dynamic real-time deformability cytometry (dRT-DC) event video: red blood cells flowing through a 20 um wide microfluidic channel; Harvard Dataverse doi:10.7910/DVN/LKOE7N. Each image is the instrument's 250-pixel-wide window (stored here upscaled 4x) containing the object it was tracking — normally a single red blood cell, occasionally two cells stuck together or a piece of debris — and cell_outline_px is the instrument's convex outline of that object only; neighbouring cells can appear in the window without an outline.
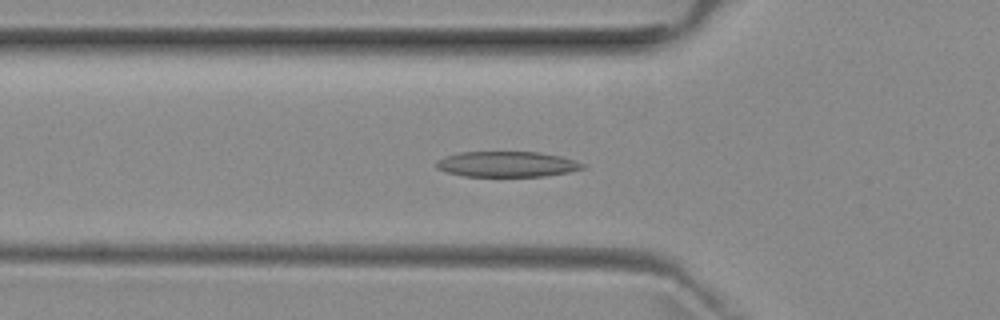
{"species": "common noctule bat (a hibernating species)", "species_latin": "Nyctalus noctula", "temperature_condition": "room temperature", "stored_images_in_passage": 50, "camera_frame_rate_fps": 3000, "um_per_image_px": 0.085, "animal": {"sex": "female", "body_mass_g": 29.2, "forearm_length_mm": 56.3}, "frame": {"image": 1, "passage_image": 16, "time_ms": 5.0, "image_size_px": [1000, 320], "cell_outline_px": [[584, 168], [568, 172], [544, 176], [464, 176], [444, 172], [436, 168], [436, 160], [444, 156], [460, 152], [540, 152], [560, 156], [584, 164]], "centroid_in_image_um": [43.02, 13.95], "position_along_channel_um": 82.8, "area_um2": 21.73}}
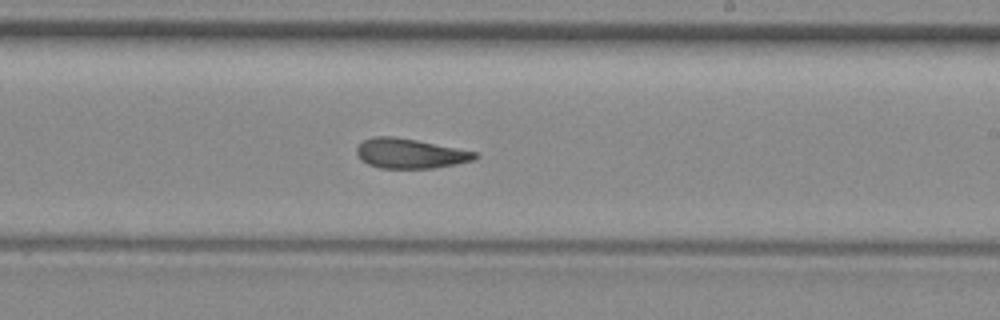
{"frame": {"image": 2, "passage_image": 29, "time_ms": 9.333, "image_size_px": [1000, 320], "cell_outline_px": [[480, 156], [476, 160], [456, 164], [432, 168], [380, 168], [368, 164], [360, 160], [356, 156], [356, 148], [364, 140], [376, 136], [392, 136], [416, 140], [476, 152]], "centroid_in_image_um": [34.84, 13.05], "position_along_channel_um": 254.2, "area_um2": 20.52}}
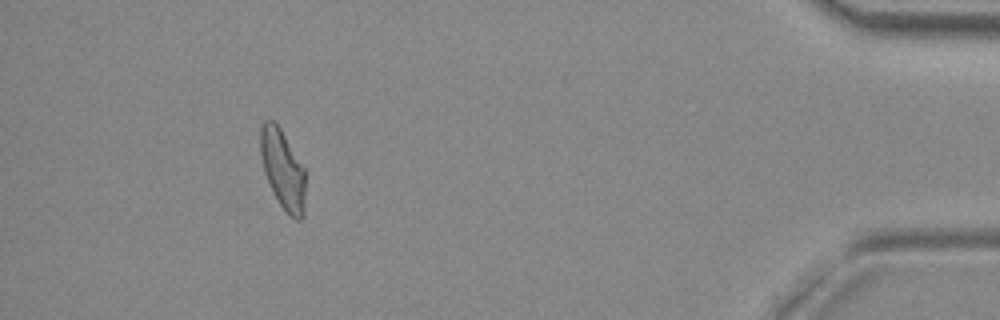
{"frame": {"image": 3, "passage_image": 46, "time_ms": 15.0, "image_size_px": [1000, 320], "cell_outline_px": [[304, 216], [300, 220], [296, 220], [288, 216], [280, 204], [264, 172], [260, 156], [260, 128], [264, 120], [272, 120], [280, 128], [304, 168]], "centroid_in_image_um": [24.02, 14.41], "position_along_channel_um": 411.2, "area_um2": 20.52}, "authors_computed_cell_mechanics": {"area_um2": 21.097, "velocity_mm_per_s": 3.9447, "shape_relaxation_time_tau1_ms": null, "shape_relaxation_time_tau2_ms": 4.0609, "deformation_change_tau1": null, "deformation_change_tau2": 0.1344}}